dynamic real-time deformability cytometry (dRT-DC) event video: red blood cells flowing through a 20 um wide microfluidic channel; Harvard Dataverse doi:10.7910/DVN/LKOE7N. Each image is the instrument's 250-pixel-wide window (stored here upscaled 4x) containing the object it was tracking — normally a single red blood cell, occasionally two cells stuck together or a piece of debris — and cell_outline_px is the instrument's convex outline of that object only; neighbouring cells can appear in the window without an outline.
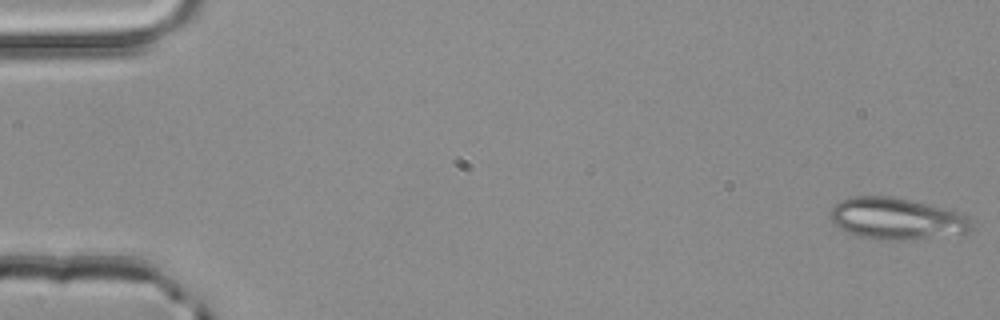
{"species": "common noctule bat (a hibernating species)", "species_latin": "Nyctalus noctula", "temperature_condition": "room temperature", "stored_images_in_passage": 52, "camera_frame_rate_fps": 3000, "um_per_image_px": 0.085, "animal": {"sex": "male", "body_mass_g": 20.4}, "frame": {"image": 1, "passage_image": 1, "time_ms": 0.0, "image_size_px": [1000, 320], "cell_outline_px": [[972, 228], [964, 236], [908, 240], [884, 240], [860, 236], [848, 232], [840, 228], [832, 220], [832, 208], [836, 204], [848, 196], [892, 196], [944, 208], [960, 212], [968, 216], [972, 220]], "centroid_in_image_um": [76.33, 18.61], "position_along_channel_um": 8.7, "area_um2": 34.68}}
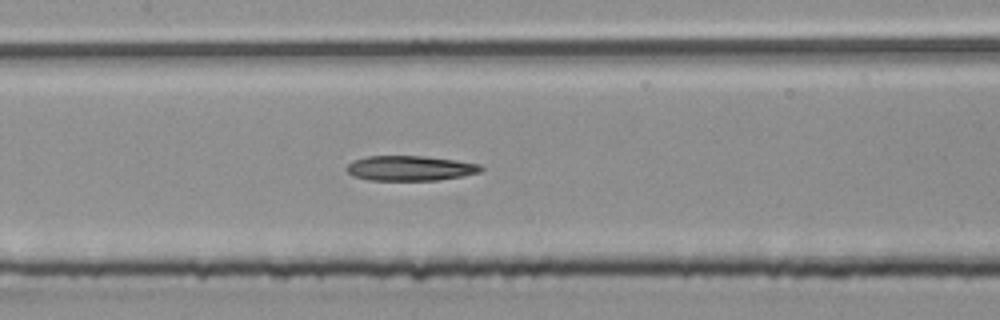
{"frame": {"image": 2, "passage_image": 25, "time_ms": 8.0, "image_size_px": [1000, 320], "cell_outline_px": [[484, 168], [480, 172], [464, 176], [436, 180], [368, 180], [352, 176], [344, 168], [352, 160], [368, 156], [424, 156], [456, 160], [480, 164]], "centroid_in_image_um": [34.84, 14.3], "position_along_channel_um": 172.6, "area_um2": 19.71}}
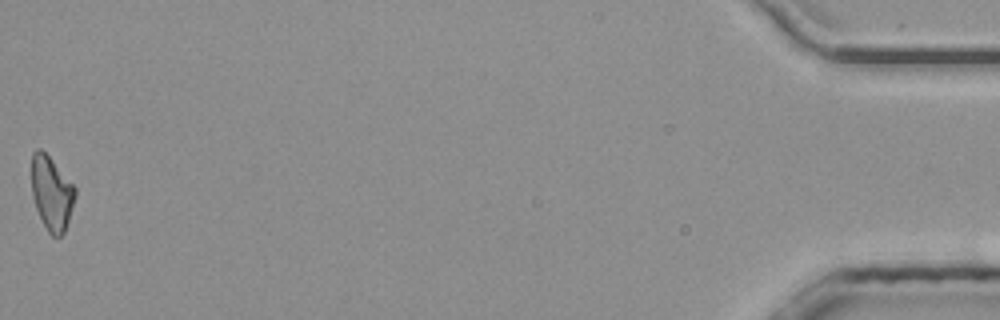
{"frame": {"image": 3, "passage_image": 52, "time_ms": 17.0, "image_size_px": [1000, 320], "cell_outline_px": [[76, 196], [64, 232], [60, 236], [52, 236], [48, 232], [36, 208], [32, 196], [32, 152], [36, 148], [40, 148], [52, 160], [76, 188]], "centroid_in_image_um": [4.38, 16.41], "position_along_channel_um": 430.8, "area_um2": 18.5}}